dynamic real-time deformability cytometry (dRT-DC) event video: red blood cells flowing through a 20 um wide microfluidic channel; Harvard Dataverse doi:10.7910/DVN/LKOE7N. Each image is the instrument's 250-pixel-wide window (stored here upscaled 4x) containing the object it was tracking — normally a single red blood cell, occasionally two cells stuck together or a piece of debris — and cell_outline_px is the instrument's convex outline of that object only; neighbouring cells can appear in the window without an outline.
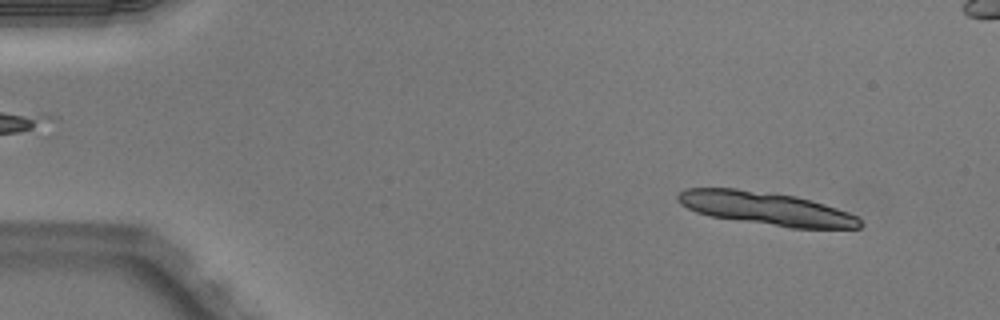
{"species": "Egyptian fruit bat (a non-hibernating species)", "species_latin": "Rousettus aegyptiacus", "temperature_condition": "warm", "stored_images_in_passage": 13, "camera_frame_rate_fps": 3000, "um_per_image_px": 0.085, "animal": {"sex": "male"}, "frame": {"image": 1, "passage_image": 4, "time_ms": 1.0, "image_size_px": [1000, 320], "cell_outline_px": [[864, 224], [860, 228], [788, 228], [712, 216], [696, 212], [680, 204], [676, 200], [676, 196], [684, 188], [736, 188], [796, 196], [812, 200], [848, 212], [856, 216]], "centroid_in_image_um": [65.11, 17.72], "position_along_channel_um": 19.9, "area_um2": 35.14}}